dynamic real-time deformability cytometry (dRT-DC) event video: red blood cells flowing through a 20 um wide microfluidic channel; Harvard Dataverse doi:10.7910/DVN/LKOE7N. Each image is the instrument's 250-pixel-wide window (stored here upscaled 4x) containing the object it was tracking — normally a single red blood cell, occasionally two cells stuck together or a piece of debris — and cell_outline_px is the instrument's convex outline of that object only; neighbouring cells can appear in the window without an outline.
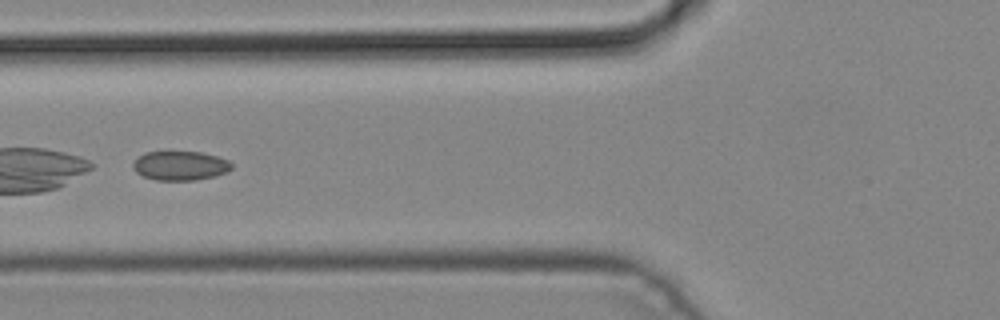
{"species": "common noctule bat (a hibernating species)", "species_latin": "Nyctalus noctula", "temperature_condition": "cold", "stored_images_in_passage": 6, "camera_frame_rate_fps": 3000, "um_per_image_px": 0.085, "animal": {"sex": "male", "body_mass_g": 19.2, "forearm_length_mm": 51.8}, "frame": {"image": 1, "passage_image": 5, "time_ms": 1.333, "image_size_px": [1000, 320], "cell_outline_px": [[232, 168], [228, 172], [216, 176], [196, 180], [156, 180], [144, 176], [136, 172], [132, 168], [132, 164], [144, 152], [168, 148], [200, 152], [216, 156], [228, 160], [232, 164]], "centroid_in_image_um": [15.3, 14.03], "position_along_channel_um": 110.5, "area_um2": 17.57}}
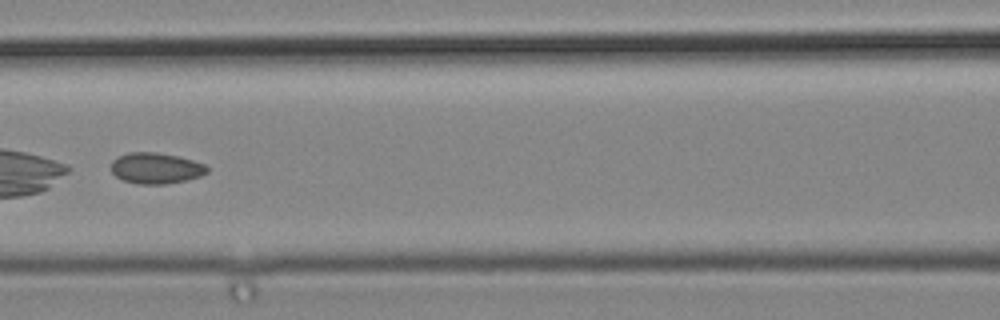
{"frame": {"image": 2, "passage_image": 6, "time_ms": 1.667, "image_size_px": [1000, 320], "cell_outline_px": [[208, 172], [200, 176], [184, 180], [164, 184], [136, 184], [124, 180], [116, 176], [112, 172], [112, 160], [128, 152], [156, 152], [176, 156], [192, 160], [204, 164], [208, 168]], "centroid_in_image_um": [13.24, 14.29], "position_along_channel_um": 153.4, "area_um2": 17.11}}